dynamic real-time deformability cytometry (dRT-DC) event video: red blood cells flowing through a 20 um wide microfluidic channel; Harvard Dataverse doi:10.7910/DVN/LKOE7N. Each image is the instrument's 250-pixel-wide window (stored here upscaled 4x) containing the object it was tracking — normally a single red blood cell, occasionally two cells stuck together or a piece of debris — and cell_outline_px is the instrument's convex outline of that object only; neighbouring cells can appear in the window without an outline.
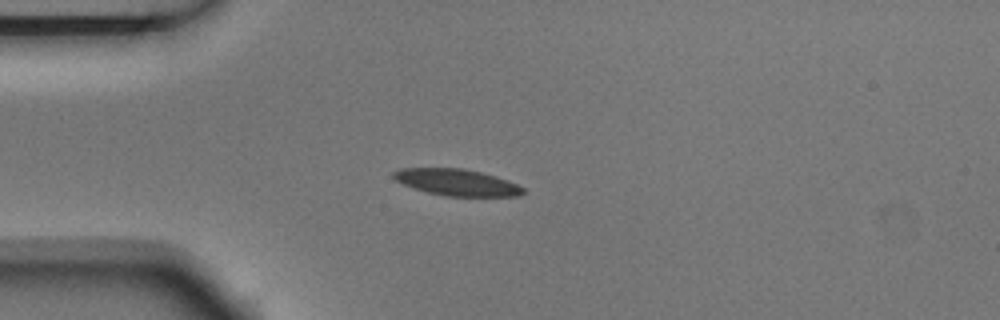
{"species": "Egyptian fruit bat (a non-hibernating species)", "species_latin": "Rousettus aegyptiacus", "temperature_condition": "room temperature", "stored_images_in_passage": 7, "camera_frame_rate_fps": 3000, "um_per_image_px": 0.085, "animal": {"sex": "male"}, "frame": {"image": 1, "passage_image": 4, "time_ms": 1.0, "image_size_px": [1000, 320], "cell_outline_px": [[524, 192], [520, 196], [444, 196], [428, 192], [404, 184], [396, 180], [392, 176], [392, 172], [400, 168], [464, 168], [496, 176], [516, 184], [524, 188]], "centroid_in_image_um": [38.83, 15.49], "position_along_channel_um": 46.2, "area_um2": 19.88}}
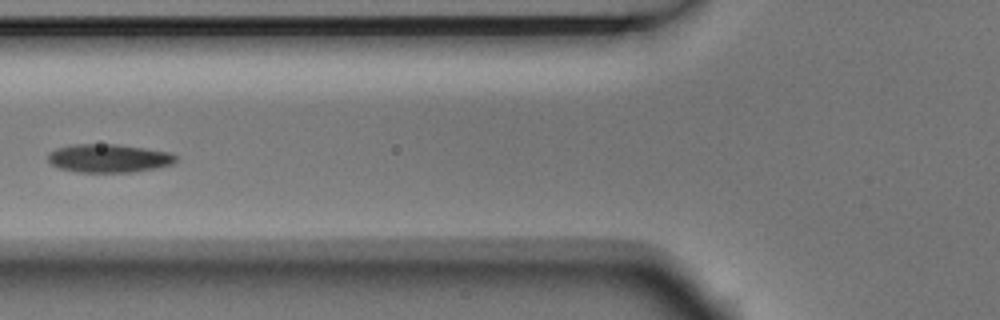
{"frame": {"image": 2, "passage_image": 6, "time_ms": 1.667, "image_size_px": [1000, 320], "cell_outline_px": [[176, 160], [172, 164], [156, 168], [132, 172], [76, 172], [60, 168], [52, 164], [48, 160], [48, 152], [56, 148], [68, 144], [116, 144], [172, 152], [176, 156]], "centroid_in_image_um": [9.23, 13.44], "position_along_channel_um": 116.6, "area_um2": 21.27}}
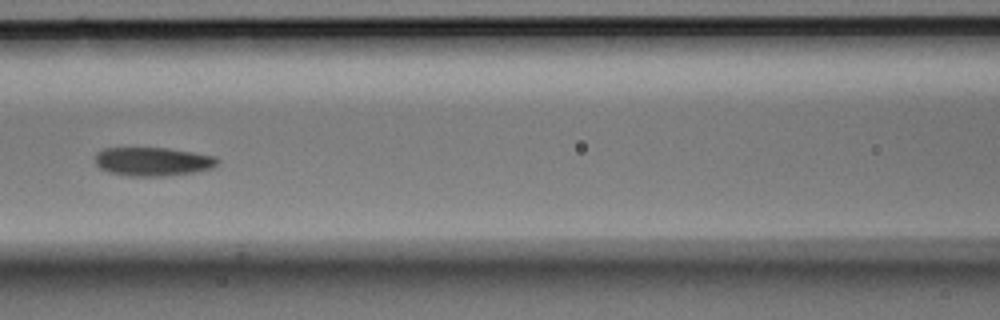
{"frame": {"image": 3, "passage_image": 7, "time_ms": 2.0, "image_size_px": [1000, 320], "cell_outline_px": [[220, 160], [212, 168], [192, 172], [164, 176], [128, 176], [108, 172], [100, 168], [96, 164], [96, 152], [104, 148], [168, 148], [216, 156]], "centroid_in_image_um": [12.97, 13.73], "position_along_channel_um": 153.6, "area_um2": 20.4}}